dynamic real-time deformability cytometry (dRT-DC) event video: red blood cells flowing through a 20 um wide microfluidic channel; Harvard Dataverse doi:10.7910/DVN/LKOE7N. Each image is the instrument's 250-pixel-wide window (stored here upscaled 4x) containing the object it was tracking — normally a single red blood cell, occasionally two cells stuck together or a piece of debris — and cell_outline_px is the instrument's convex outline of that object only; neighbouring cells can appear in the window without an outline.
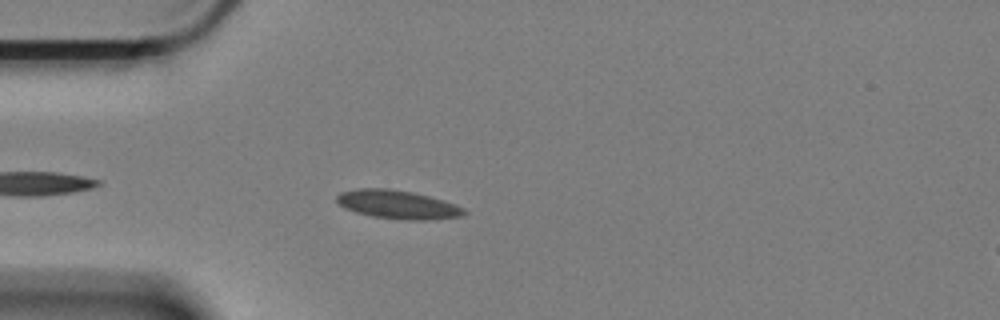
{"species": "Egyptian fruit bat (a non-hibernating species)", "species_latin": "Rousettus aegyptiacus", "temperature_condition": "cold", "stored_images_in_passage": 47, "camera_frame_rate_fps": 3000, "um_per_image_px": 0.085, "animal": {"sex": "female"}, "frame": {"image": 1, "passage_image": 6, "time_ms": 1.667, "image_size_px": [1000, 320], "cell_outline_px": [[468, 212], [460, 216], [432, 220], [400, 220], [372, 216], [356, 212], [344, 208], [336, 200], [336, 196], [340, 192], [360, 188], [388, 188], [412, 192], [444, 200], [464, 208]], "centroid_in_image_um": [33.8, 17.39], "position_along_channel_um": 51.2, "area_um2": 21.27}}
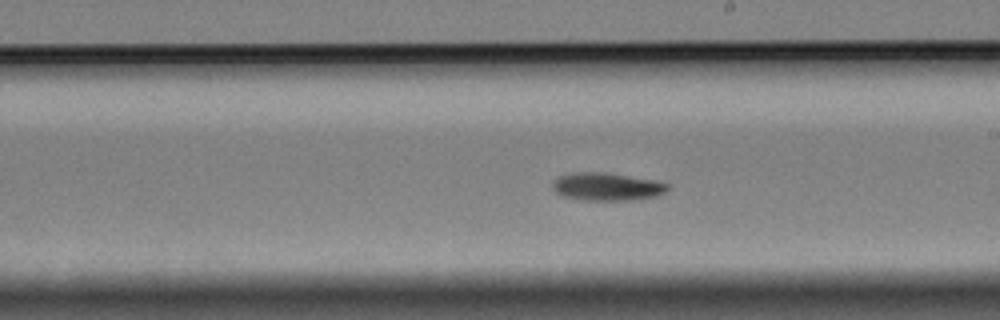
{"frame": {"image": 2, "passage_image": 20, "time_ms": 6.333, "image_size_px": [1000, 320], "cell_outline_px": [[668, 188], [664, 192], [656, 196], [636, 200], [580, 200], [560, 196], [552, 188], [552, 184], [560, 176], [572, 172], [604, 172], [656, 180], [668, 184]], "centroid_in_image_um": [51.57, 15.87], "position_along_channel_um": 237.4, "area_um2": 18.79}}
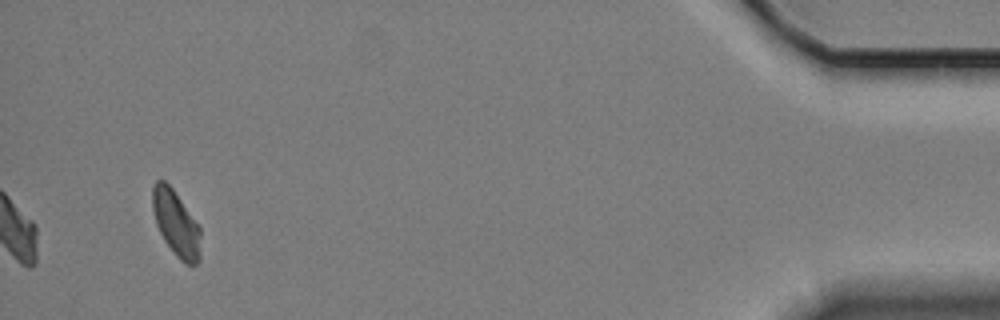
{"frame": {"image": 3, "passage_image": 47, "time_ms": 15.333, "image_size_px": [1000, 320], "cell_outline_px": [[200, 260], [196, 264], [184, 264], [176, 256], [164, 240], [156, 224], [152, 208], [152, 188], [156, 180], [164, 180], [172, 188], [200, 228]], "centroid_in_image_um": [14.95, 19.01], "position_along_channel_um": 420.3, "area_um2": 18.21}}